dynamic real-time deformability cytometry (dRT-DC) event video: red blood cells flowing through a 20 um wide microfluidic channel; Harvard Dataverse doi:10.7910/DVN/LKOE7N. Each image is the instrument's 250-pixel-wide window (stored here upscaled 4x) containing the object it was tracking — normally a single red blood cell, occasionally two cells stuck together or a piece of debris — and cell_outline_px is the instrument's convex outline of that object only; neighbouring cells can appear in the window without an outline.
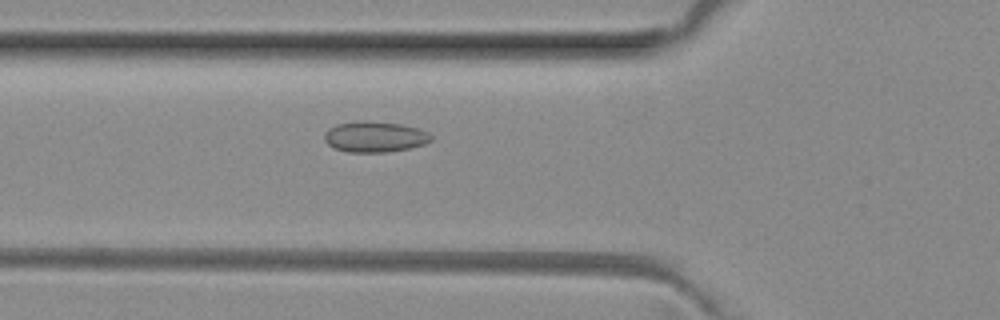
{"species": "common noctule bat (a hibernating species)", "species_latin": "Nyctalus noctula", "temperature_condition": "room temperature", "stored_images_in_passage": 47, "camera_frame_rate_fps": 3000, "um_per_image_px": 0.085, "animal": {"sex": "female", "body_mass_g": 29.2, "forearm_length_mm": 56.3}, "frame": {"image": 1, "passage_image": 18, "time_ms": 5.667, "image_size_px": [1000, 320], "cell_outline_px": [[432, 140], [424, 144], [408, 148], [384, 152], [348, 152], [336, 148], [328, 144], [324, 140], [324, 132], [328, 128], [336, 124], [356, 120], [368, 120], [400, 124], [420, 128], [428, 132], [432, 136]], "centroid_in_image_um": [31.84, 11.6], "position_along_channel_um": 94.0, "area_um2": 19.31}}
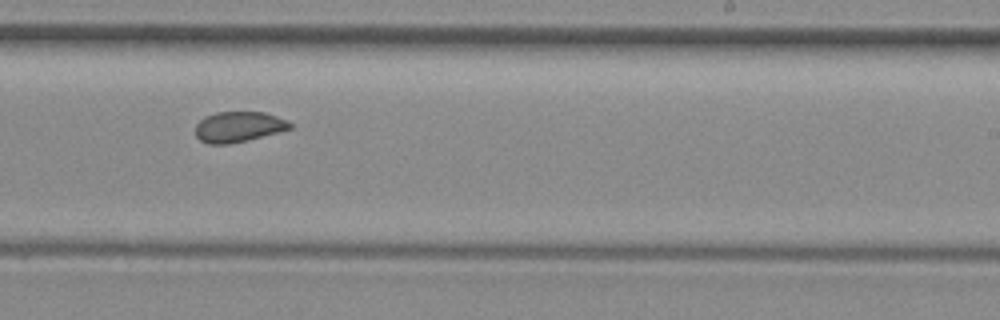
{"frame": {"image": 2, "passage_image": 31, "time_ms": 10.0, "image_size_px": [1000, 320], "cell_outline_px": [[292, 128], [248, 140], [228, 144], [208, 144], [200, 140], [196, 136], [196, 124], [204, 116], [216, 112], [264, 112], [288, 120], [292, 124]], "centroid_in_image_um": [20.26, 10.77], "position_along_channel_um": 268.7, "area_um2": 16.82}}
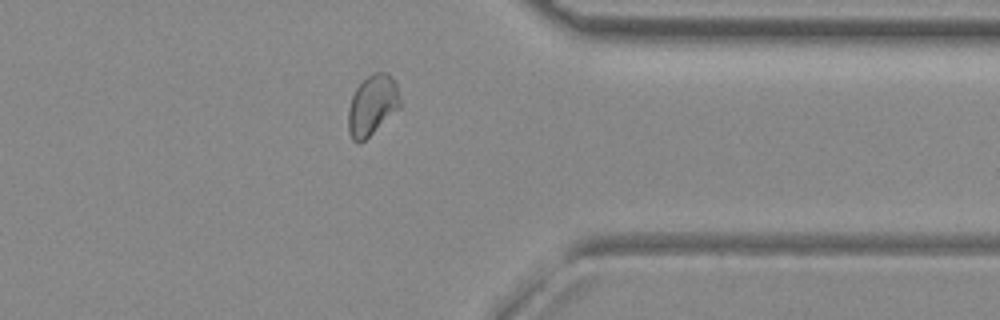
{"frame": {"image": 3, "passage_image": 40, "time_ms": 13.0, "image_size_px": [1000, 320], "cell_outline_px": [[400, 108], [364, 140], [356, 144], [352, 140], [348, 132], [348, 108], [352, 96], [356, 88], [372, 72], [388, 72], [392, 76], [396, 84], [400, 100]], "centroid_in_image_um": [31.63, 8.94], "position_along_channel_um": 379.8, "area_um2": 18.21}}